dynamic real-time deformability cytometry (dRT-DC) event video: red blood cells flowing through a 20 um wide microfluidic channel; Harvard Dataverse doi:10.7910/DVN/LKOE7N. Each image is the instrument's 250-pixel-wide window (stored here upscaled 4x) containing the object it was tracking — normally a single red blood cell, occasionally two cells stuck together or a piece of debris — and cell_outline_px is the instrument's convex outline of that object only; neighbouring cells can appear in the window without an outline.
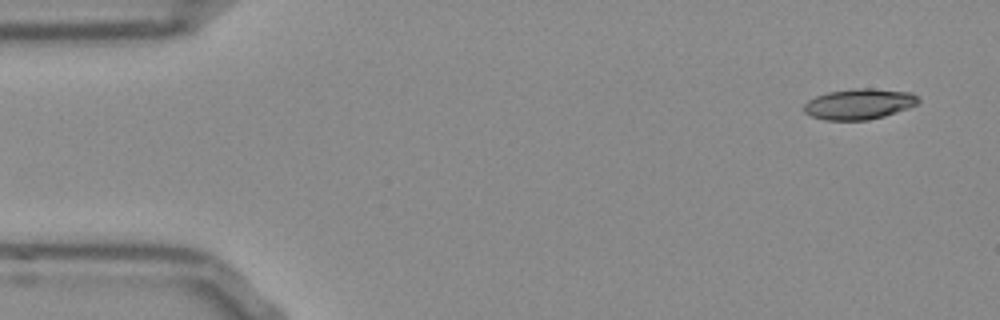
{"species": "Egyptian fruit bat (a non-hibernating species)", "species_latin": "Rousettus aegyptiacus", "temperature_condition": "room temperature", "stored_images_in_passage": 50, "camera_frame_rate_fps": 3000, "um_per_image_px": 0.085, "frame": {"image": 1, "passage_image": 1, "time_ms": 0.0, "image_size_px": [1000, 320], "cell_outline_px": [[920, 100], [916, 104], [908, 108], [884, 116], [868, 120], [824, 120], [812, 116], [804, 112], [804, 104], [808, 100], [816, 96], [828, 92], [856, 88], [872, 88], [912, 92]], "centroid_in_image_um": [73.02, 8.84], "position_along_channel_um": 12.0, "area_um2": 20.4}}
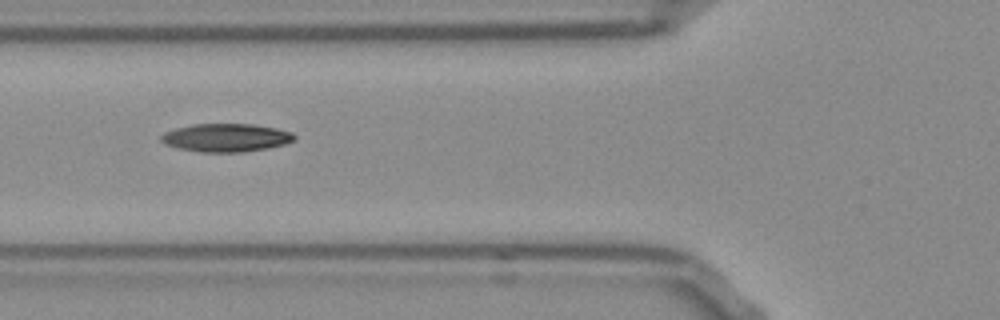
{"frame": {"image": 2, "passage_image": 17, "time_ms": 5.333, "image_size_px": [1000, 320], "cell_outline_px": [[296, 140], [284, 144], [268, 148], [244, 152], [200, 152], [180, 148], [164, 144], [160, 140], [160, 136], [164, 132], [176, 128], [192, 124], [252, 124], [276, 128], [292, 132], [296, 136]], "centroid_in_image_um": [19.22, 11.7], "position_along_channel_um": 106.6, "area_um2": 21.96}}
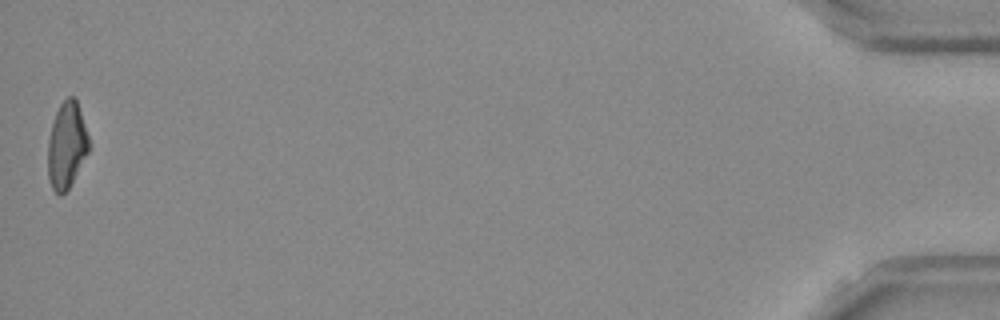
{"frame": {"image": 3, "passage_image": 50, "time_ms": 16.333, "image_size_px": [1000, 320], "cell_outline_px": [[88, 152], [68, 188], [60, 196], [52, 188], [48, 180], [48, 140], [52, 124], [56, 112], [60, 104], [68, 96], [76, 96], [88, 136]], "centroid_in_image_um": [5.65, 12.32], "position_along_channel_um": 429.6, "area_um2": 20.35}, "authors_computed_cell_mechanics": {"area_um2": 20.9525, "velocity_mm_per_s": 3.8524, "shape_relaxation_time_tau1_ms": 6.2169, "shape_relaxation_time_tau2_ms": 6.2795, "deformation_change_tau1": 0.2224, "deformation_change_tau2": 0.15}}